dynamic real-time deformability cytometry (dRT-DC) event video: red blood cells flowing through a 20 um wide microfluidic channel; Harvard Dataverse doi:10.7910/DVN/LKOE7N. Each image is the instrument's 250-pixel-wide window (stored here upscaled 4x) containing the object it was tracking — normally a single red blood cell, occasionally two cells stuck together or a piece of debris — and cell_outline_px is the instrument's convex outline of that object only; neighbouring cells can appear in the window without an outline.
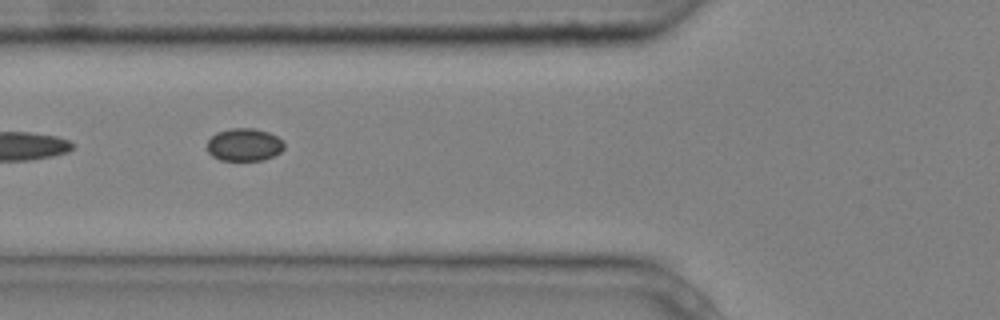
{"species": "common noctule bat (a hibernating species)", "species_latin": "Nyctalus noctula", "temperature_condition": "cold", "stored_images_in_passage": 6, "segment_of_instrument_passage": [2, 2], "camera_frame_rate_fps": 3000, "um_per_image_px": 0.085, "animal": {"sex": "male", "body_mass_g": 20.4}, "frame": {"image": 1, "passage_image": 6, "time_ms": 1.667, "image_size_px": [1000, 320], "cell_outline_px": [[284, 148], [280, 152], [264, 160], [220, 160], [212, 156], [208, 152], [208, 140], [216, 132], [232, 128], [252, 128], [268, 132], [284, 140]], "centroid_in_image_um": [20.77, 12.3], "position_along_channel_um": 105.0, "area_um2": 14.68}}